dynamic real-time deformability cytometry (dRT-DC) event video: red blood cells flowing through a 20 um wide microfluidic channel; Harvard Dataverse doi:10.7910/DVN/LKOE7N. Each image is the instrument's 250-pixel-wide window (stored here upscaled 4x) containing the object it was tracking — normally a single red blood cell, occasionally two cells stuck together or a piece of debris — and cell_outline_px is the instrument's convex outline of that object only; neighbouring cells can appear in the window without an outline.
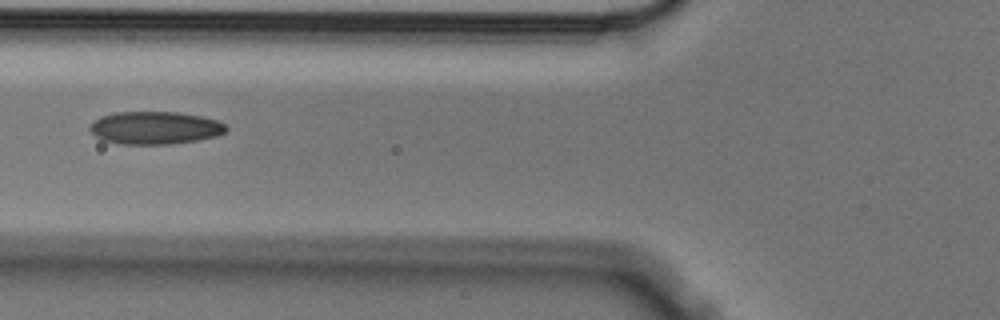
{"species": "Egyptian fruit bat (a non-hibernating species)", "species_latin": "Rousettus aegyptiacus", "temperature_condition": "cold", "stored_images_in_passage": 3, "camera_frame_rate_fps": 3000, "um_per_image_px": 0.085, "animal": {"sex": "male"}, "frame": {"image": 1, "passage_image": 3, "time_ms": 0.667, "image_size_px": [1000, 320], "cell_outline_px": [[228, 128], [224, 132], [216, 136], [196, 140], [172, 144], [120, 144], [100, 140], [88, 128], [100, 116], [116, 112], [176, 112], [200, 116], [216, 120], [224, 124]], "centroid_in_image_um": [13.14, 10.87], "position_along_channel_um": 112.7, "area_um2": 25.89}}